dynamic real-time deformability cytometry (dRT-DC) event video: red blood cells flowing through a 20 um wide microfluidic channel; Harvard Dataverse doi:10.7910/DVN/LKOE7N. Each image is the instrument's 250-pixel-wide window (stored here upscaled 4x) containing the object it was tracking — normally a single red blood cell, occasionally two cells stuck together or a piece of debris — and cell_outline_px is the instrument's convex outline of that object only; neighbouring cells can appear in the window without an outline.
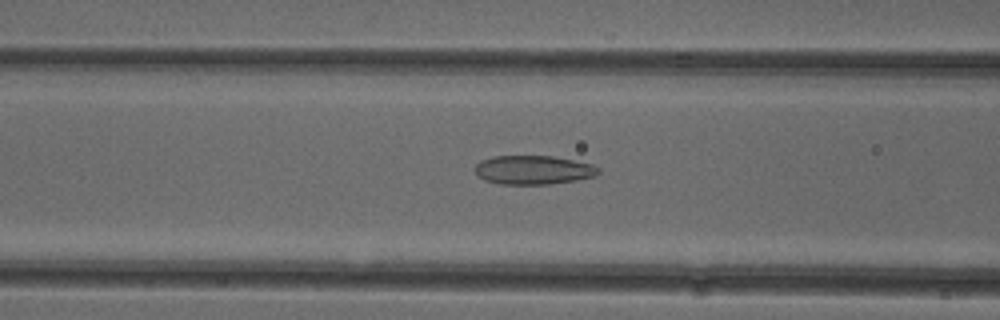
{"species": "common noctule bat (a hibernating species)", "species_latin": "Nyctalus noctula", "temperature_condition": "cold", "stored_images_in_passage": 52, "camera_frame_rate_fps": 3000, "um_per_image_px": 0.085, "animal": {"sex": "female"}, "frame": {"image": 1, "passage_image": 21, "time_ms": 6.667, "image_size_px": [1000, 320], "cell_outline_px": [[600, 172], [596, 176], [576, 180], [552, 184], [500, 184], [484, 180], [472, 168], [480, 160], [492, 156], [552, 156], [592, 164], [600, 168]], "centroid_in_image_um": [45.32, 14.44], "position_along_channel_um": 121.3, "area_um2": 20.92}}
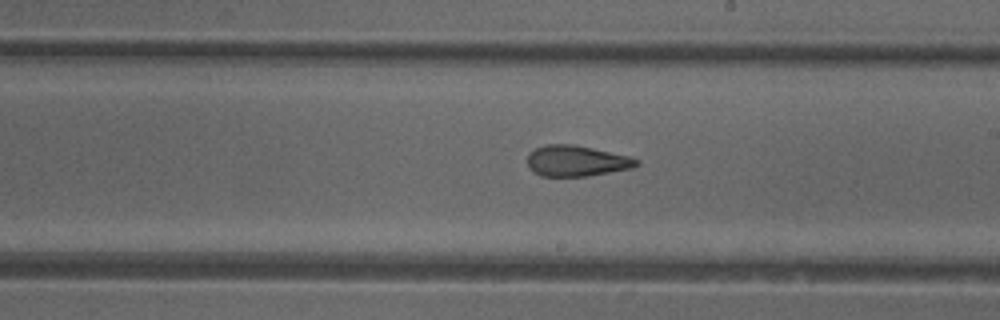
{"frame": {"image": 2, "passage_image": 30, "time_ms": 9.667, "image_size_px": [1000, 320], "cell_outline_px": [[640, 164], [632, 168], [588, 176], [540, 176], [528, 164], [528, 152], [544, 144], [576, 144], [632, 156], [640, 160]], "centroid_in_image_um": [49.06, 13.66], "position_along_channel_um": 239.9, "area_um2": 19.83}}
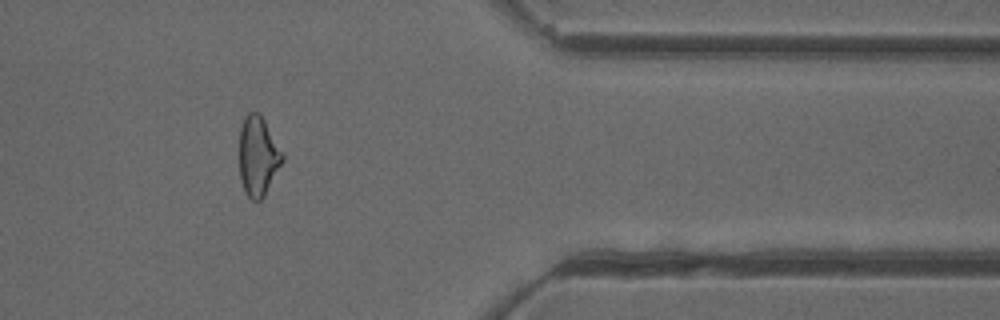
{"frame": {"image": 3, "passage_image": 43, "time_ms": 14.0, "image_size_px": [1000, 320], "cell_outline_px": [[284, 160], [264, 196], [260, 200], [252, 200], [244, 192], [240, 180], [240, 128], [244, 116], [248, 112], [260, 112], [284, 152]], "centroid_in_image_um": [21.95, 13.24], "position_along_channel_um": 389.5, "area_um2": 20.29}, "authors_computed_cell_mechanics": {"area_um2": 21.2126, "velocity_mm_per_s": 3.9509, "shape_relaxation_time_tau1_ms": 11.2933, "shape_relaxation_time_tau2_ms": 2.3889, "deformation_change_tau1": 0.2162, "deformation_change_tau2": 0.102}}